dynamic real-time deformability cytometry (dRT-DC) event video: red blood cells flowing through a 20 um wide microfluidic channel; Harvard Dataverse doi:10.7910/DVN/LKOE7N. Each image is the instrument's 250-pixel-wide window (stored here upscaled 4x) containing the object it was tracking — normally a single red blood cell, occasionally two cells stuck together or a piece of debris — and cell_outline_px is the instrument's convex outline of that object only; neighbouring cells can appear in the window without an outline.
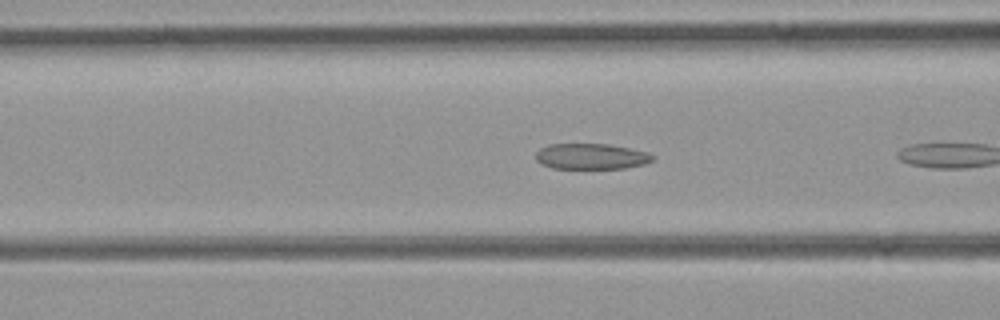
{"species": "common noctule bat (a hibernating species)", "species_latin": "Nyctalus noctula", "temperature_condition": "room temperature", "stored_images_in_passage": 6, "camera_frame_rate_fps": 3000, "um_per_image_px": 0.085, "animal": {"sex": "female", "body_mass_g": 21.9}, "frame": {"image": 1, "passage_image": 5, "time_ms": 1.333, "image_size_px": [1000, 320], "cell_outline_px": [[656, 156], [652, 160], [644, 164], [624, 168], [552, 168], [540, 164], [536, 160], [536, 152], [540, 148], [548, 144], [612, 144], [648, 152]], "centroid_in_image_um": [50.25, 13.28], "position_along_channel_um": 116.4, "area_um2": 17.63}}